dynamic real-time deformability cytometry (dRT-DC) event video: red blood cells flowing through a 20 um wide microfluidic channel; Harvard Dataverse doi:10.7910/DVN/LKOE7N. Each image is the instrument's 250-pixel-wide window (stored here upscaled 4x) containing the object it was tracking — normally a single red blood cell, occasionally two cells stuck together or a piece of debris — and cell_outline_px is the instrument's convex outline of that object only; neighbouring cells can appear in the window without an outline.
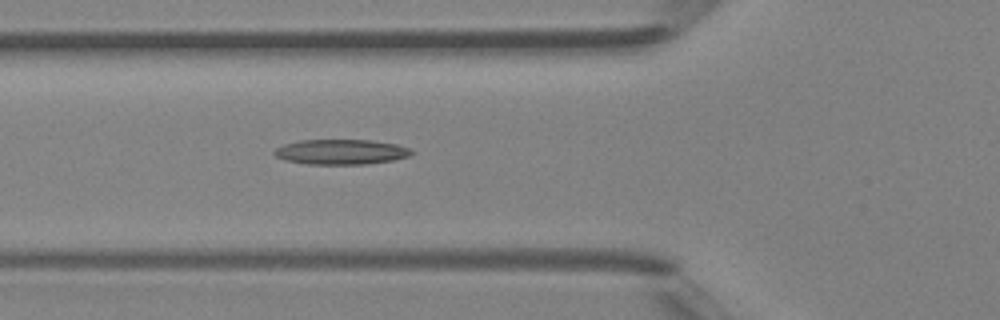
{"species": "Egyptian fruit bat (a non-hibernating species)", "species_latin": "Rousettus aegyptiacus", "temperature_condition": "room temperature", "stored_images_in_passage": 35, "camera_frame_rate_fps": 3000, "um_per_image_px": 0.085, "animal": {"sex": "female"}, "frame": {"image": 1, "passage_image": 6, "time_ms": 1.667, "image_size_px": [1000, 320], "cell_outline_px": [[412, 152], [408, 156], [392, 160], [364, 164], [308, 164], [284, 160], [276, 156], [272, 152], [276, 148], [284, 144], [300, 140], [372, 140], [396, 144], [412, 148]], "centroid_in_image_um": [28.97, 12.9], "position_along_channel_um": 96.8, "area_um2": 20.0}}
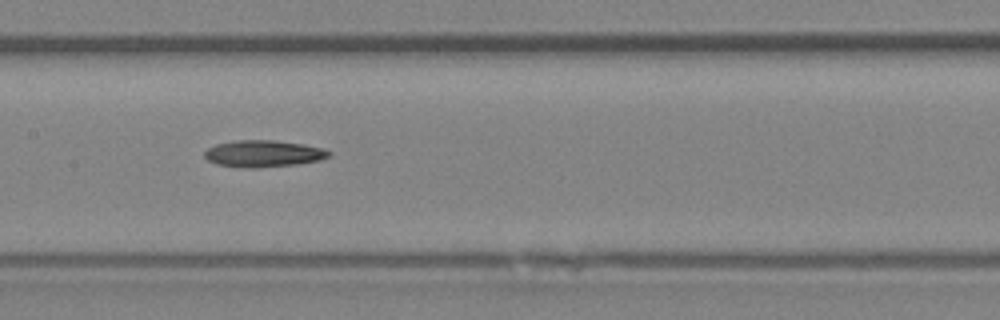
{"frame": {"image": 2, "passage_image": 12, "time_ms": 3.667, "image_size_px": [1000, 320], "cell_outline_px": [[332, 152], [328, 156], [320, 160], [296, 164], [256, 168], [248, 168], [216, 164], [208, 160], [204, 156], [204, 152], [208, 148], [216, 144], [236, 140], [276, 140], [304, 144], [324, 148]], "centroid_in_image_um": [22.39, 13.05], "position_along_channel_um": 185.0, "area_um2": 19.42}}
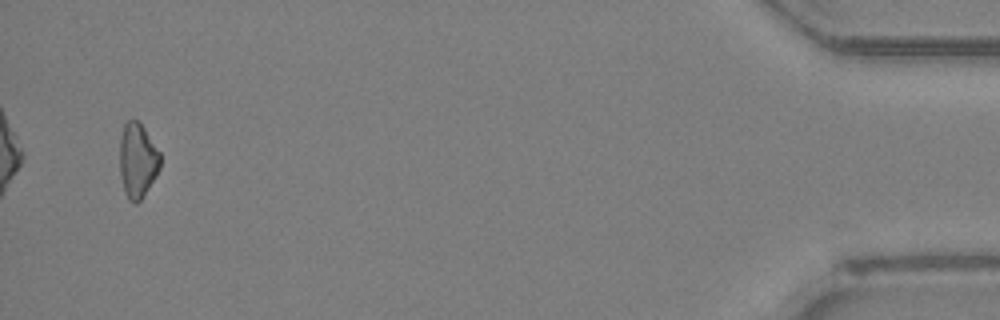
{"frame": {"image": 3, "passage_image": 34, "time_ms": 11.0, "image_size_px": [1000, 320], "cell_outline_px": [[160, 168], [156, 176], [140, 200], [136, 204], [132, 204], [128, 200], [124, 192], [120, 176], [120, 136], [124, 124], [128, 120], [136, 120], [144, 128], [160, 152]], "centroid_in_image_um": [11.68, 13.66], "position_along_channel_um": 423.5, "area_um2": 17.69}, "authors_computed_cell_mechanics": {"area_um2": 18.6116, "velocity_mm_per_s": 4.4276, "shape_relaxation_time_tau1_ms": 5.4639, "shape_relaxation_time_tau2_ms": null, "deformation_change_tau1": 0.1262, "deformation_change_tau2": null}}